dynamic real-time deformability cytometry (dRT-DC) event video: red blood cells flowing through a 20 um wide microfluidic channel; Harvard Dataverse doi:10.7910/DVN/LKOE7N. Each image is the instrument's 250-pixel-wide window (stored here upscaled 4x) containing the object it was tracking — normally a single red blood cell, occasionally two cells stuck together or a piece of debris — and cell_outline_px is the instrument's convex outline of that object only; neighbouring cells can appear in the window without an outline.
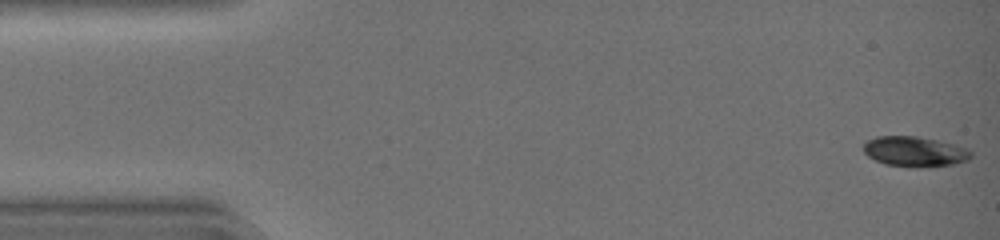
{"species": "common noctule bat (a hibernating species)", "species_latin": "Nyctalus noctula", "temperature_condition": "warm", "stored_images_in_passage": 44, "camera_frame_rate_fps": 3000, "um_per_image_px": 0.085, "animal": {"sex": "female", "body_mass_g": 19.0, "forearm_length_mm": 51.5}, "frame": {"image": 1, "passage_image": 1, "time_ms": 0.0, "image_size_px": [1000, 240], "cell_outline_px": [[972, 156], [968, 160], [952, 164], [916, 168], [884, 164], [868, 156], [864, 152], [864, 144], [868, 140], [876, 136], [916, 136], [936, 140], [968, 148], [972, 152]], "centroid_in_image_um": [77.75, 12.89], "position_along_channel_um": 7.2, "area_um2": 18.84}}
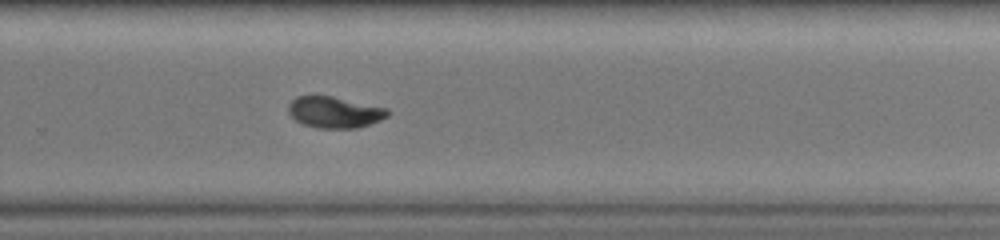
{"frame": {"image": 2, "passage_image": 30, "time_ms": 9.667, "image_size_px": [1000, 240], "cell_outline_px": [[388, 116], [380, 120], [356, 128], [316, 128], [304, 124], [296, 120], [288, 112], [288, 104], [296, 96], [332, 96], [388, 108]], "centroid_in_image_um": [28.42, 9.53], "position_along_channel_um": 301.4, "area_um2": 17.98}}
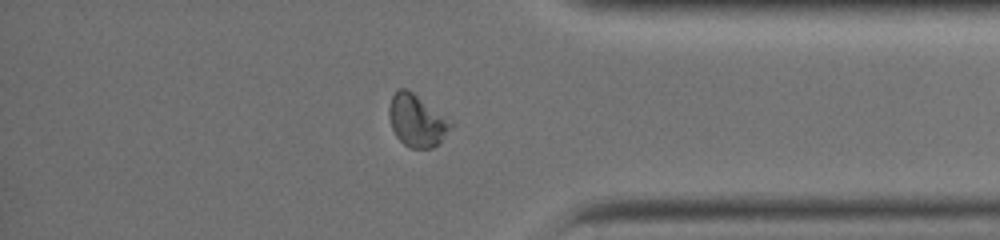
{"frame": {"image": 3, "passage_image": 37, "time_ms": 12.0, "image_size_px": [1000, 240], "cell_outline_px": [[452, 124], [440, 140], [432, 148], [412, 148], [404, 144], [396, 136], [392, 128], [388, 116], [388, 108], [392, 96], [400, 88], [404, 88], [412, 92], [452, 120]], "centroid_in_image_um": [35.4, 10.24], "position_along_channel_um": 399.8, "area_um2": 18.38}, "authors_computed_cell_mechanics": {"area_um2": 19.0451, "velocity_mm_per_s": 4.4304, "shape_relaxation_time_tau1_ms": 4.7653, "shape_relaxation_time_tau2_ms": 2.2518, "deformation_change_tau1": 0.1764, "deformation_change_tau2": 0.0377}}